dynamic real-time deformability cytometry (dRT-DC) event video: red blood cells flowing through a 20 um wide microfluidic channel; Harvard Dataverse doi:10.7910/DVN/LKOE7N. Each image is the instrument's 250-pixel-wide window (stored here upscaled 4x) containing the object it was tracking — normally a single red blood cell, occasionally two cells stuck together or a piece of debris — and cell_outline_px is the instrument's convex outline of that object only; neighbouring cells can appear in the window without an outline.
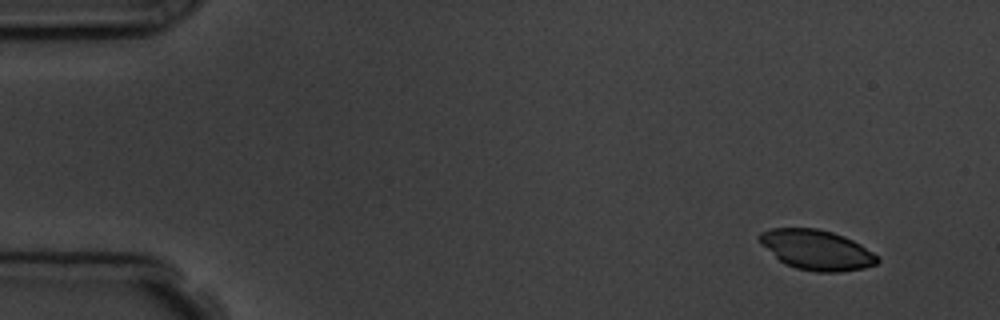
{"species": "common noctule bat (a hibernating species)", "species_latin": "Nyctalus noctula", "temperature_condition": "room temperature", "stored_images_in_passage": 7, "camera_frame_rate_fps": 3000, "um_per_image_px": 0.085, "animal": {"sex": "male", "body_mass_g": 19.5, "forearm_length_mm": 54.6}, "frame": {"image": 1, "passage_image": 1, "time_ms": 0.0, "image_size_px": [1000, 320], "cell_outline_px": [[880, 260], [876, 264], [864, 268], [840, 272], [816, 272], [796, 268], [784, 264], [756, 236], [760, 232], [768, 228], [816, 228], [832, 232], [844, 236], [860, 244], [880, 256]], "centroid_in_image_um": [69.45, 21.24], "position_along_channel_um": 15.5, "area_um2": 27.4}}